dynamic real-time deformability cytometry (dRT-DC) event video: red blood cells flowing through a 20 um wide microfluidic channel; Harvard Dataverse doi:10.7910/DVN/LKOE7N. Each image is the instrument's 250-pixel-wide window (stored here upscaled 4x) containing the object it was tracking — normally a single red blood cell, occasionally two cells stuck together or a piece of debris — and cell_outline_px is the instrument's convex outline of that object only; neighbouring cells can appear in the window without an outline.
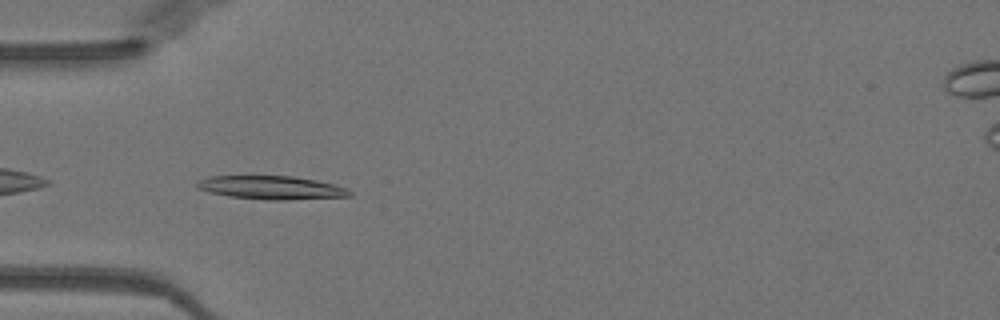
{"species": "Egyptian fruit bat (a non-hibernating species)", "species_latin": "Rousettus aegyptiacus", "temperature_condition": "warm", "stored_images_in_passage": 37, "camera_frame_rate_fps": 3000, "um_per_image_px": 0.085, "animal": {"sex": "female"}, "frame": {"image": 1, "passage_image": 2, "time_ms": 0.333, "image_size_px": [1000, 320], "cell_outline_px": [[352, 196], [284, 200], [268, 200], [228, 196], [208, 192], [196, 188], [192, 184], [208, 176], [292, 176], [316, 180], [348, 188], [352, 192]], "centroid_in_image_um": [23.02, 15.95], "position_along_channel_um": 62.0, "area_um2": 20.98}}
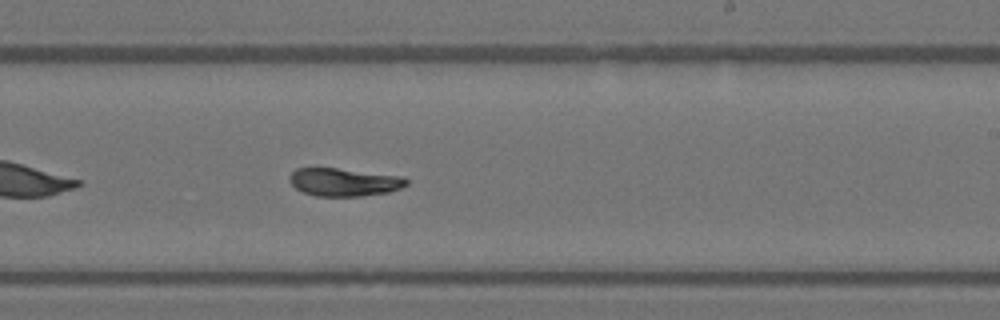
{"frame": {"image": 2, "passage_image": 17, "time_ms": 5.333, "image_size_px": [1000, 320], "cell_outline_px": [[408, 184], [400, 188], [388, 192], [360, 196], [316, 196], [304, 192], [296, 188], [288, 180], [288, 176], [296, 168], [336, 168], [404, 176], [408, 180]], "centroid_in_image_um": [29.24, 15.47], "position_along_channel_um": 259.8, "area_um2": 19.07}}
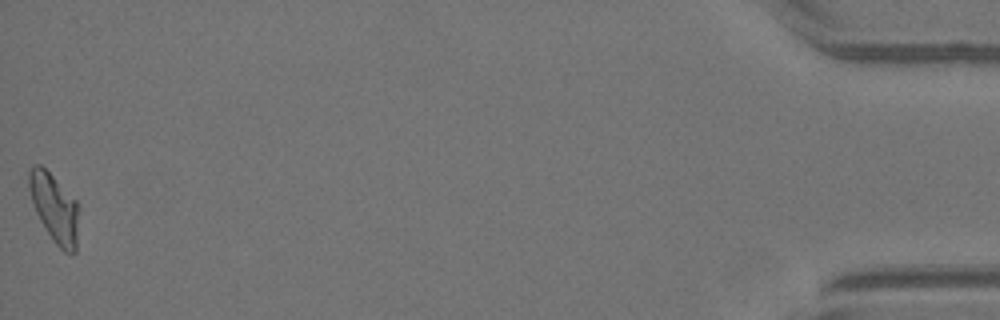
{"frame": {"image": 3, "passage_image": 37, "time_ms": 12.0, "image_size_px": [1000, 320], "cell_outline_px": [[76, 252], [72, 256], [64, 252], [52, 240], [40, 220], [36, 212], [28, 188], [28, 172], [36, 164], [40, 164], [76, 200]], "centroid_in_image_um": [4.59, 17.7], "position_along_channel_um": 430.6, "area_um2": 19.31}, "authors_computed_cell_mechanics": {"area_um2": 19.652, "velocity_mm_per_s": 3.9824, "shape_relaxation_time_tau1_ms": 3.2347, "shape_relaxation_time_tau2_ms": 1.7191, "deformation_change_tau1": 0.2166, "deformation_change_tau2": 0.0926}}